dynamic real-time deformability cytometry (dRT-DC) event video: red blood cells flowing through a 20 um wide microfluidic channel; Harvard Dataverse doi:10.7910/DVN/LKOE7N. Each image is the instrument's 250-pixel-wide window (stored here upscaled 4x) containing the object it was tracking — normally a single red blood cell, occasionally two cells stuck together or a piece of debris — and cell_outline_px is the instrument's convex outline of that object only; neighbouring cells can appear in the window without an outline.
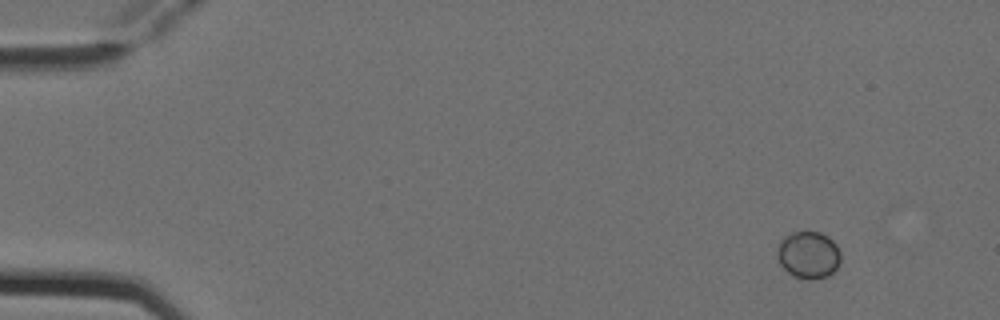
{"species": "Egyptian fruit bat (a non-hibernating species)", "species_latin": "Rousettus aegyptiacus", "temperature_condition": "cold", "stored_images_in_passage": 4, "camera_frame_rate_fps": 3000, "um_per_image_px": 0.085, "animal": {"sex": "female"}, "frame": {"image": 1, "passage_image": 1, "time_ms": 0.0, "image_size_px": [1000, 320], "cell_outline_px": [[840, 260], [836, 268], [828, 276], [812, 280], [808, 280], [796, 276], [788, 272], [780, 264], [776, 256], [776, 248], [780, 240], [784, 236], [792, 232], [820, 232], [828, 236], [836, 244], [840, 252]], "centroid_in_image_um": [68.69, 21.65], "position_along_channel_um": 16.3, "area_um2": 17.57}}
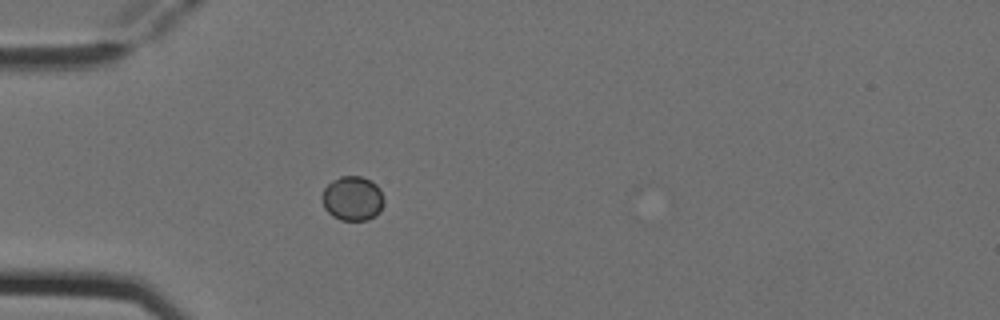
{"frame": {"image": 2, "passage_image": 4, "time_ms": 1.0, "image_size_px": [1000, 320], "cell_outline_px": [[384, 204], [368, 220], [340, 220], [332, 216], [324, 208], [320, 196], [324, 188], [332, 180], [340, 176], [360, 176], [376, 184], [380, 188], [384, 200]], "centroid_in_image_um": [29.92, 16.86], "position_along_channel_um": 55.1, "area_um2": 16.01}}